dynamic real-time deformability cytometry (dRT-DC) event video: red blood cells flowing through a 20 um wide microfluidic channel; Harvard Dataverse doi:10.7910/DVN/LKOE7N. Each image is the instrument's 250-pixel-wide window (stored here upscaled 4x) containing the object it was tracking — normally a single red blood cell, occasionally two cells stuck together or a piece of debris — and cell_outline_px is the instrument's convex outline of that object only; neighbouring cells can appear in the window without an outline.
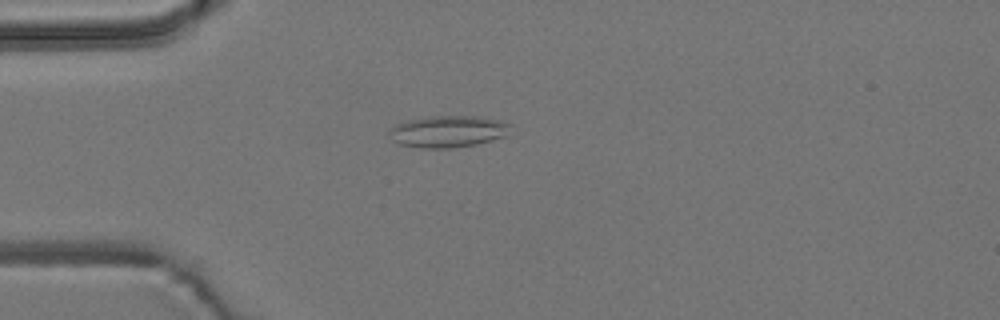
{"species": "common noctule bat (a hibernating species)", "species_latin": "Nyctalus noctula", "temperature_condition": "room temperature", "stored_images_in_passage": 2, "camera_frame_rate_fps": 3000, "um_per_image_px": 0.085, "animal": {"sex": "male", "body_mass_g": 19.2, "forearm_length_mm": 51.8}, "frame": {"image": 1, "passage_image": 2, "time_ms": 0.333, "image_size_px": [1000, 320], "cell_outline_px": [[512, 124], [508, 136], [476, 144], [452, 148], [420, 148], [400, 144], [392, 140], [388, 132], [388, 128], [396, 124], [408, 120], [428, 116], [476, 116], [500, 120]], "centroid_in_image_um": [38.09, 11.17], "position_along_channel_um": 46.9, "area_um2": 22.72}}